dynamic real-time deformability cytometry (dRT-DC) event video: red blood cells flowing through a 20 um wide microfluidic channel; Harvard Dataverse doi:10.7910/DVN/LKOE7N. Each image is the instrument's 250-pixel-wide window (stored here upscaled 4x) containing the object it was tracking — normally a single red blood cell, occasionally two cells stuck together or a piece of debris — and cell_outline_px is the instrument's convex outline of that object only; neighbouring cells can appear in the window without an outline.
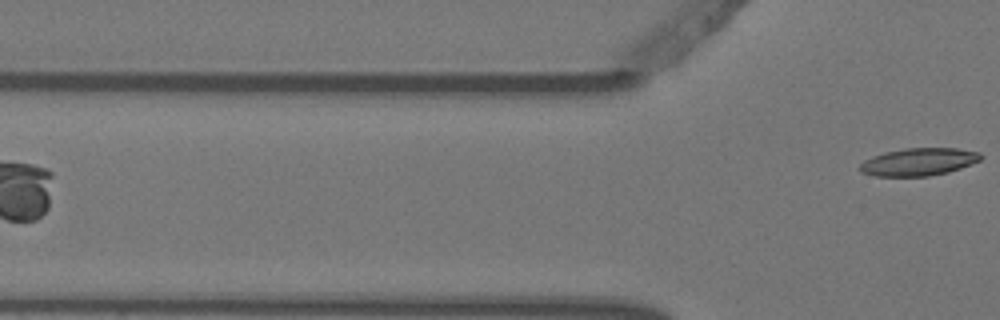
{"species": "Egyptian fruit bat (a non-hibernating species)", "species_latin": "Rousettus aegyptiacus", "temperature_condition": "warm", "stored_images_in_passage": 5, "camera_frame_rate_fps": 3000, "um_per_image_px": 0.085, "animal": {"sex": "female"}, "frame": {"image": 1, "passage_image": 5, "time_ms": 1.333, "image_size_px": [1000, 320], "cell_outline_px": [[984, 156], [980, 160], [960, 168], [948, 172], [928, 176], [876, 176], [860, 172], [860, 164], [864, 160], [872, 156], [904, 148], [956, 148], [980, 152]], "centroid_in_image_um": [78.1, 13.75], "position_along_channel_um": 47.7, "area_um2": 19.36}}